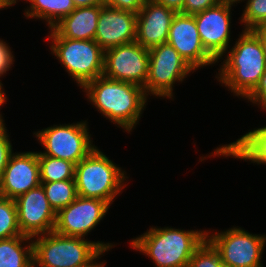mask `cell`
Here are the masks:
<instances>
[{"mask_svg":"<svg viewBox=\"0 0 266 267\" xmlns=\"http://www.w3.org/2000/svg\"><path fill=\"white\" fill-rule=\"evenodd\" d=\"M88 102L104 118L128 134L139 124L148 105L144 88L133 83L117 81L101 75L82 88Z\"/></svg>","mask_w":266,"mask_h":267,"instance_id":"1","label":"cell"},{"mask_svg":"<svg viewBox=\"0 0 266 267\" xmlns=\"http://www.w3.org/2000/svg\"><path fill=\"white\" fill-rule=\"evenodd\" d=\"M220 61L215 78L233 96L243 99L255 89L266 70L262 42L252 30H242L233 47H229L218 63Z\"/></svg>","mask_w":266,"mask_h":267,"instance_id":"2","label":"cell"},{"mask_svg":"<svg viewBox=\"0 0 266 267\" xmlns=\"http://www.w3.org/2000/svg\"><path fill=\"white\" fill-rule=\"evenodd\" d=\"M206 238L207 230L151 226L129 245L151 258L155 267H188L194 252Z\"/></svg>","mask_w":266,"mask_h":267,"instance_id":"3","label":"cell"},{"mask_svg":"<svg viewBox=\"0 0 266 267\" xmlns=\"http://www.w3.org/2000/svg\"><path fill=\"white\" fill-rule=\"evenodd\" d=\"M33 239L34 267H86L117 244L61 235L55 231Z\"/></svg>","mask_w":266,"mask_h":267,"instance_id":"4","label":"cell"},{"mask_svg":"<svg viewBox=\"0 0 266 267\" xmlns=\"http://www.w3.org/2000/svg\"><path fill=\"white\" fill-rule=\"evenodd\" d=\"M128 178L127 172L98 147L75 165L77 195L101 199L110 206L125 189Z\"/></svg>","mask_w":266,"mask_h":267,"instance_id":"5","label":"cell"},{"mask_svg":"<svg viewBox=\"0 0 266 267\" xmlns=\"http://www.w3.org/2000/svg\"><path fill=\"white\" fill-rule=\"evenodd\" d=\"M49 30L45 40L51 43V54L80 89L103 74L105 51L95 40L67 39L61 37L53 28Z\"/></svg>","mask_w":266,"mask_h":267,"instance_id":"6","label":"cell"},{"mask_svg":"<svg viewBox=\"0 0 266 267\" xmlns=\"http://www.w3.org/2000/svg\"><path fill=\"white\" fill-rule=\"evenodd\" d=\"M88 123L86 120L60 123L35 131L33 136L44 148L40 153L78 164L97 147L89 134Z\"/></svg>","mask_w":266,"mask_h":267,"instance_id":"7","label":"cell"},{"mask_svg":"<svg viewBox=\"0 0 266 267\" xmlns=\"http://www.w3.org/2000/svg\"><path fill=\"white\" fill-rule=\"evenodd\" d=\"M196 72L169 43L149 49V69L144 92L149 98L173 99L174 84ZM177 82V83H176Z\"/></svg>","mask_w":266,"mask_h":267,"instance_id":"8","label":"cell"},{"mask_svg":"<svg viewBox=\"0 0 266 267\" xmlns=\"http://www.w3.org/2000/svg\"><path fill=\"white\" fill-rule=\"evenodd\" d=\"M207 239L219 252L223 264L230 267H263L266 234H253L239 226H232L218 232L207 230Z\"/></svg>","mask_w":266,"mask_h":267,"instance_id":"9","label":"cell"},{"mask_svg":"<svg viewBox=\"0 0 266 267\" xmlns=\"http://www.w3.org/2000/svg\"><path fill=\"white\" fill-rule=\"evenodd\" d=\"M149 49L134 41L105 50V77L144 88L148 77Z\"/></svg>","mask_w":266,"mask_h":267,"instance_id":"10","label":"cell"},{"mask_svg":"<svg viewBox=\"0 0 266 267\" xmlns=\"http://www.w3.org/2000/svg\"><path fill=\"white\" fill-rule=\"evenodd\" d=\"M109 209L106 201L77 196L56 213L54 231L65 236L85 238L103 220Z\"/></svg>","mask_w":266,"mask_h":267,"instance_id":"11","label":"cell"},{"mask_svg":"<svg viewBox=\"0 0 266 267\" xmlns=\"http://www.w3.org/2000/svg\"><path fill=\"white\" fill-rule=\"evenodd\" d=\"M233 2L222 1L194 15L204 48L218 61L229 49Z\"/></svg>","mask_w":266,"mask_h":267,"instance_id":"12","label":"cell"},{"mask_svg":"<svg viewBox=\"0 0 266 267\" xmlns=\"http://www.w3.org/2000/svg\"><path fill=\"white\" fill-rule=\"evenodd\" d=\"M14 201L22 235L33 238L54 231L56 212L50 206L41 185L19 195Z\"/></svg>","mask_w":266,"mask_h":267,"instance_id":"13","label":"cell"},{"mask_svg":"<svg viewBox=\"0 0 266 267\" xmlns=\"http://www.w3.org/2000/svg\"><path fill=\"white\" fill-rule=\"evenodd\" d=\"M167 43L172 45L195 71L218 63L203 46L194 15L176 13L169 29Z\"/></svg>","mask_w":266,"mask_h":267,"instance_id":"14","label":"cell"},{"mask_svg":"<svg viewBox=\"0 0 266 267\" xmlns=\"http://www.w3.org/2000/svg\"><path fill=\"white\" fill-rule=\"evenodd\" d=\"M40 185L38 152H13L0 179V196L16 199Z\"/></svg>","mask_w":266,"mask_h":267,"instance_id":"15","label":"cell"},{"mask_svg":"<svg viewBox=\"0 0 266 267\" xmlns=\"http://www.w3.org/2000/svg\"><path fill=\"white\" fill-rule=\"evenodd\" d=\"M137 13L101 5L94 40L105 51L136 40Z\"/></svg>","mask_w":266,"mask_h":267,"instance_id":"16","label":"cell"},{"mask_svg":"<svg viewBox=\"0 0 266 267\" xmlns=\"http://www.w3.org/2000/svg\"><path fill=\"white\" fill-rule=\"evenodd\" d=\"M176 11L147 0L137 13L136 42L150 49L167 42Z\"/></svg>","mask_w":266,"mask_h":267,"instance_id":"17","label":"cell"},{"mask_svg":"<svg viewBox=\"0 0 266 267\" xmlns=\"http://www.w3.org/2000/svg\"><path fill=\"white\" fill-rule=\"evenodd\" d=\"M208 156V157H207ZM214 156L232 157L255 164L266 165V125L249 130L236 141L229 144L219 145L209 155H200V161Z\"/></svg>","mask_w":266,"mask_h":267,"instance_id":"18","label":"cell"},{"mask_svg":"<svg viewBox=\"0 0 266 267\" xmlns=\"http://www.w3.org/2000/svg\"><path fill=\"white\" fill-rule=\"evenodd\" d=\"M100 11L101 5L75 8L53 29L67 39L94 40Z\"/></svg>","mask_w":266,"mask_h":267,"instance_id":"19","label":"cell"},{"mask_svg":"<svg viewBox=\"0 0 266 267\" xmlns=\"http://www.w3.org/2000/svg\"><path fill=\"white\" fill-rule=\"evenodd\" d=\"M0 267H34L33 239L25 235L0 239Z\"/></svg>","mask_w":266,"mask_h":267,"instance_id":"20","label":"cell"},{"mask_svg":"<svg viewBox=\"0 0 266 267\" xmlns=\"http://www.w3.org/2000/svg\"><path fill=\"white\" fill-rule=\"evenodd\" d=\"M29 2L24 10V17L46 22L48 29L53 28L76 7L73 0H23Z\"/></svg>","mask_w":266,"mask_h":267,"instance_id":"21","label":"cell"},{"mask_svg":"<svg viewBox=\"0 0 266 267\" xmlns=\"http://www.w3.org/2000/svg\"><path fill=\"white\" fill-rule=\"evenodd\" d=\"M38 161L40 166V181L54 182L62 180H75V164L47 156L38 152Z\"/></svg>","mask_w":266,"mask_h":267,"instance_id":"22","label":"cell"},{"mask_svg":"<svg viewBox=\"0 0 266 267\" xmlns=\"http://www.w3.org/2000/svg\"><path fill=\"white\" fill-rule=\"evenodd\" d=\"M50 206L57 213L67 207L77 198L75 180H62L54 182H41Z\"/></svg>","mask_w":266,"mask_h":267,"instance_id":"23","label":"cell"},{"mask_svg":"<svg viewBox=\"0 0 266 267\" xmlns=\"http://www.w3.org/2000/svg\"><path fill=\"white\" fill-rule=\"evenodd\" d=\"M21 235L14 199L0 196V239Z\"/></svg>","mask_w":266,"mask_h":267,"instance_id":"24","label":"cell"},{"mask_svg":"<svg viewBox=\"0 0 266 267\" xmlns=\"http://www.w3.org/2000/svg\"><path fill=\"white\" fill-rule=\"evenodd\" d=\"M246 1L245 8L241 14L240 22L242 30H254L266 24V0H239L238 3Z\"/></svg>","mask_w":266,"mask_h":267,"instance_id":"25","label":"cell"},{"mask_svg":"<svg viewBox=\"0 0 266 267\" xmlns=\"http://www.w3.org/2000/svg\"><path fill=\"white\" fill-rule=\"evenodd\" d=\"M221 264L219 252L206 238L194 252L188 267H219Z\"/></svg>","mask_w":266,"mask_h":267,"instance_id":"26","label":"cell"},{"mask_svg":"<svg viewBox=\"0 0 266 267\" xmlns=\"http://www.w3.org/2000/svg\"><path fill=\"white\" fill-rule=\"evenodd\" d=\"M7 127L4 123L0 127V179L3 175L6 165L8 164L11 154L14 152L10 141V134L7 133Z\"/></svg>","mask_w":266,"mask_h":267,"instance_id":"27","label":"cell"},{"mask_svg":"<svg viewBox=\"0 0 266 267\" xmlns=\"http://www.w3.org/2000/svg\"><path fill=\"white\" fill-rule=\"evenodd\" d=\"M247 102H252L266 112V70L259 80L255 89L245 98Z\"/></svg>","mask_w":266,"mask_h":267,"instance_id":"28","label":"cell"},{"mask_svg":"<svg viewBox=\"0 0 266 267\" xmlns=\"http://www.w3.org/2000/svg\"><path fill=\"white\" fill-rule=\"evenodd\" d=\"M14 58L15 56L8 43L0 39V78H3L9 70H12L11 68L15 62Z\"/></svg>","mask_w":266,"mask_h":267,"instance_id":"29","label":"cell"},{"mask_svg":"<svg viewBox=\"0 0 266 267\" xmlns=\"http://www.w3.org/2000/svg\"><path fill=\"white\" fill-rule=\"evenodd\" d=\"M221 2L222 0H185L183 10L180 13L195 15Z\"/></svg>","mask_w":266,"mask_h":267,"instance_id":"30","label":"cell"},{"mask_svg":"<svg viewBox=\"0 0 266 267\" xmlns=\"http://www.w3.org/2000/svg\"><path fill=\"white\" fill-rule=\"evenodd\" d=\"M147 0H107L106 6L138 13Z\"/></svg>","mask_w":266,"mask_h":267,"instance_id":"31","label":"cell"},{"mask_svg":"<svg viewBox=\"0 0 266 267\" xmlns=\"http://www.w3.org/2000/svg\"><path fill=\"white\" fill-rule=\"evenodd\" d=\"M152 1L160 5H163L167 8L173 9L177 13L183 10V6L185 3V0H152Z\"/></svg>","mask_w":266,"mask_h":267,"instance_id":"32","label":"cell"},{"mask_svg":"<svg viewBox=\"0 0 266 267\" xmlns=\"http://www.w3.org/2000/svg\"><path fill=\"white\" fill-rule=\"evenodd\" d=\"M76 8L78 7H89L95 5H105L103 0H73Z\"/></svg>","mask_w":266,"mask_h":267,"instance_id":"33","label":"cell"},{"mask_svg":"<svg viewBox=\"0 0 266 267\" xmlns=\"http://www.w3.org/2000/svg\"><path fill=\"white\" fill-rule=\"evenodd\" d=\"M261 40L266 57V24L252 30Z\"/></svg>","mask_w":266,"mask_h":267,"instance_id":"34","label":"cell"},{"mask_svg":"<svg viewBox=\"0 0 266 267\" xmlns=\"http://www.w3.org/2000/svg\"><path fill=\"white\" fill-rule=\"evenodd\" d=\"M106 253V251H103L90 265L86 266V267H105L106 265V261H98L101 259L102 255L104 256V254ZM97 261V262H96Z\"/></svg>","mask_w":266,"mask_h":267,"instance_id":"35","label":"cell"},{"mask_svg":"<svg viewBox=\"0 0 266 267\" xmlns=\"http://www.w3.org/2000/svg\"><path fill=\"white\" fill-rule=\"evenodd\" d=\"M4 85L0 80V108L7 102L6 91L2 88Z\"/></svg>","mask_w":266,"mask_h":267,"instance_id":"36","label":"cell"},{"mask_svg":"<svg viewBox=\"0 0 266 267\" xmlns=\"http://www.w3.org/2000/svg\"><path fill=\"white\" fill-rule=\"evenodd\" d=\"M15 4L14 0H0V10L13 7Z\"/></svg>","mask_w":266,"mask_h":267,"instance_id":"37","label":"cell"},{"mask_svg":"<svg viewBox=\"0 0 266 267\" xmlns=\"http://www.w3.org/2000/svg\"><path fill=\"white\" fill-rule=\"evenodd\" d=\"M0 110H1V108H0ZM4 122H5V120L2 116V112H0V127L4 124Z\"/></svg>","mask_w":266,"mask_h":267,"instance_id":"38","label":"cell"},{"mask_svg":"<svg viewBox=\"0 0 266 267\" xmlns=\"http://www.w3.org/2000/svg\"><path fill=\"white\" fill-rule=\"evenodd\" d=\"M222 1H228V2H233V3H238L239 0H222Z\"/></svg>","mask_w":266,"mask_h":267,"instance_id":"39","label":"cell"},{"mask_svg":"<svg viewBox=\"0 0 266 267\" xmlns=\"http://www.w3.org/2000/svg\"><path fill=\"white\" fill-rule=\"evenodd\" d=\"M219 267H230V266L222 263Z\"/></svg>","mask_w":266,"mask_h":267,"instance_id":"40","label":"cell"},{"mask_svg":"<svg viewBox=\"0 0 266 267\" xmlns=\"http://www.w3.org/2000/svg\"><path fill=\"white\" fill-rule=\"evenodd\" d=\"M19 1H21V0H14L15 4H18L17 2H19Z\"/></svg>","mask_w":266,"mask_h":267,"instance_id":"41","label":"cell"}]
</instances>
